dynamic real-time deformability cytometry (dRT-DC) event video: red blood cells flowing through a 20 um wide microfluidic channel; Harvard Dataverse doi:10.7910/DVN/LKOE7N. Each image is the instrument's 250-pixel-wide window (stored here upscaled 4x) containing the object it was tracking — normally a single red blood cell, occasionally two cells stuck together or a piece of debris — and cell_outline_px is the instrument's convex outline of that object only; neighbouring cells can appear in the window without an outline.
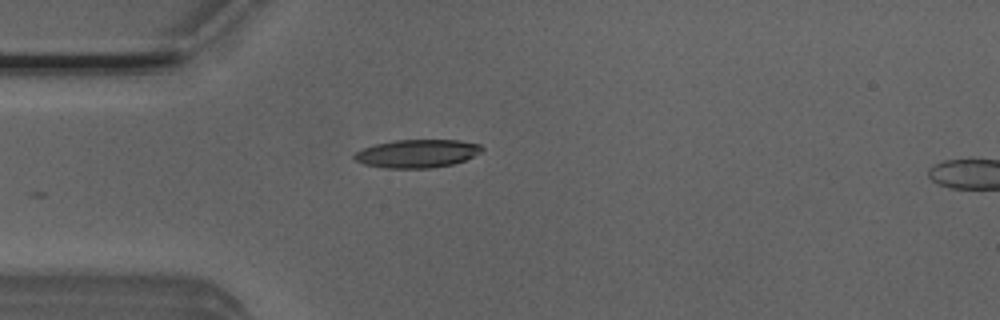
{"species": "Egyptian fruit bat (a non-hibernating species)", "species_latin": "Rousettus aegyptiacus", "temperature_condition": "room temperature", "stored_images_in_passage": 6, "camera_frame_rate_fps": 3000, "um_per_image_px": 0.085, "animal": {"sex": "male"}, "frame": {"image": 1, "passage_image": 6, "time_ms": 1.667, "image_size_px": [1000, 320], "cell_outline_px": [[484, 148], [480, 152], [464, 160], [452, 164], [432, 168], [384, 168], [364, 164], [356, 160], [352, 156], [356, 152], [364, 148], [376, 144], [396, 140], [456, 140], [480, 144]], "centroid_in_image_um": [35.44, 13.05], "position_along_channel_um": 49.6, "area_um2": 20.75}}